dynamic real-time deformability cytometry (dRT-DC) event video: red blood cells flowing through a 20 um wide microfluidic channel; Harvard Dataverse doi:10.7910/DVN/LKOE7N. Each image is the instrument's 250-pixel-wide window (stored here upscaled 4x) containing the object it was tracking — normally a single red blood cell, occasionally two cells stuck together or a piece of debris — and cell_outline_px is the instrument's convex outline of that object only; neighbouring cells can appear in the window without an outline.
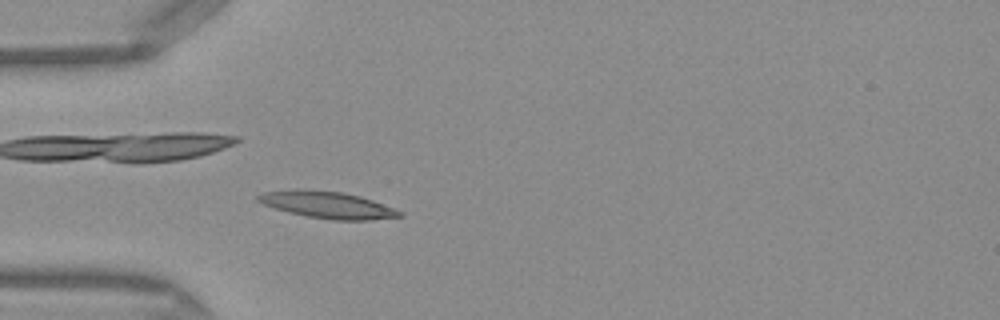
{"species": "Egyptian fruit bat (a non-hibernating species)", "species_latin": "Rousettus aegyptiacus", "temperature_condition": "warm", "stored_images_in_passage": 46, "camera_frame_rate_fps": 3000, "um_per_image_px": 0.085, "frame": {"image": 1, "passage_image": 11, "time_ms": 3.333, "image_size_px": [1000, 320], "cell_outline_px": [[404, 216], [368, 220], [332, 220], [308, 216], [288, 212], [264, 204], [256, 200], [256, 196], [264, 192], [300, 188], [308, 188], [344, 192], [360, 196], [396, 208], [404, 212]], "centroid_in_image_um": [27.87, 17.4], "position_along_channel_um": 57.1, "area_um2": 22.37}}
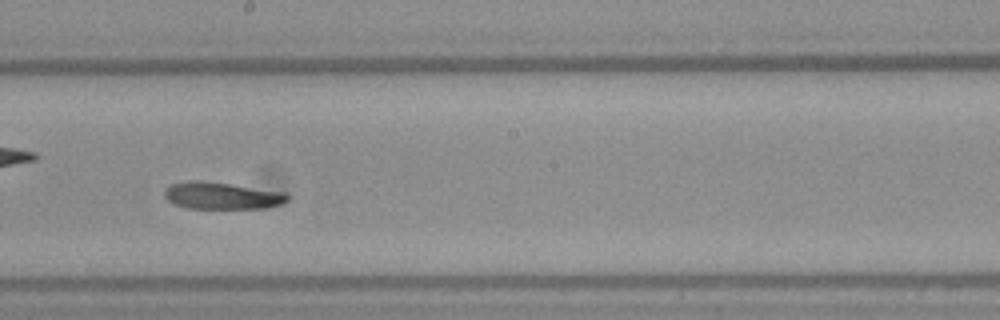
{"frame": {"image": 2, "passage_image": 24, "time_ms": 7.667, "image_size_px": [1000, 320], "cell_outline_px": [[288, 200], [280, 204], [264, 208], [188, 208], [172, 204], [164, 196], [164, 192], [172, 184], [188, 180], [200, 180], [284, 192], [288, 196]], "centroid_in_image_um": [18.82, 16.63], "position_along_channel_um": 229.4, "area_um2": 19.07}}
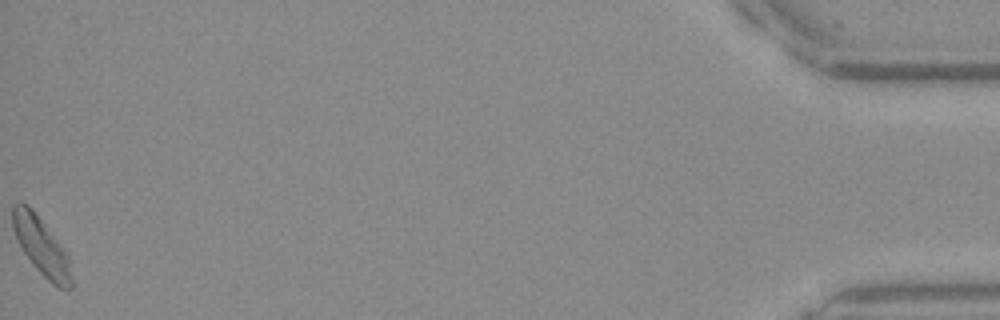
{"frame": {"image": 3, "passage_image": 46, "time_ms": 15.0, "image_size_px": [1000, 320], "cell_outline_px": [[72, 288], [60, 288], [52, 284], [32, 264], [16, 240], [12, 228], [12, 204], [16, 200], [20, 200], [28, 204], [32, 208], [64, 252], [68, 260], [72, 276]], "centroid_in_image_um": [3.43, 20.88], "position_along_channel_um": 431.8, "area_um2": 19.42}, "authors_computed_cell_mechanics": {"area_um2": 19.7965, "velocity_mm_per_s": 4.0962, "shape_relaxation_time_tau1_ms": 5.5355, "shape_relaxation_time_tau2_ms": null, "deformation_change_tau1": 0.1611, "deformation_change_tau2": null}}